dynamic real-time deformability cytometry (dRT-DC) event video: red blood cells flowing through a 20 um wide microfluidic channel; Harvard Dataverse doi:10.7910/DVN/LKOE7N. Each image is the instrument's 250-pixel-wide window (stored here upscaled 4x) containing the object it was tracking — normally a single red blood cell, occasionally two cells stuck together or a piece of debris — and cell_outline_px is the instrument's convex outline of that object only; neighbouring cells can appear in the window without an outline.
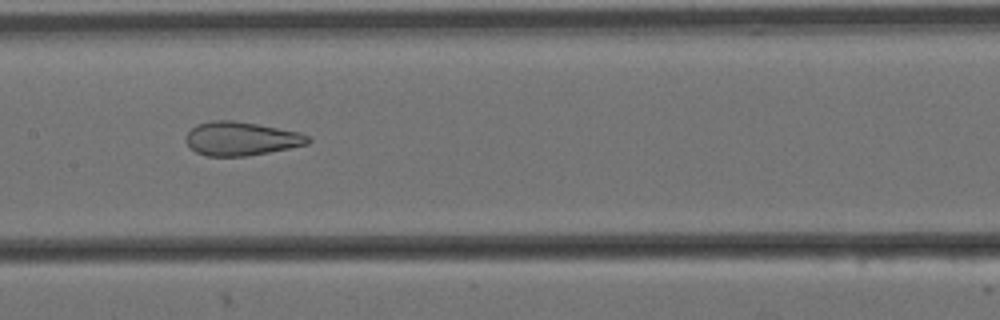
{"species": "Egyptian fruit bat (a non-hibernating species)", "species_latin": "Rousettus aegyptiacus", "temperature_condition": "cold", "stored_images_in_passage": 7, "camera_frame_rate_fps": 3000, "um_per_image_px": 0.085, "animal": {"sex": "female"}, "frame": {"image": 1, "passage_image": 6, "time_ms": 1.667, "image_size_px": [1000, 320], "cell_outline_px": [[312, 140], [308, 144], [248, 156], [208, 156], [196, 152], [184, 140], [184, 136], [196, 124], [212, 120], [232, 120], [256, 124], [300, 132], [308, 136]], "centroid_in_image_um": [20.47, 11.78], "position_along_channel_um": 186.9, "area_um2": 23.93}}
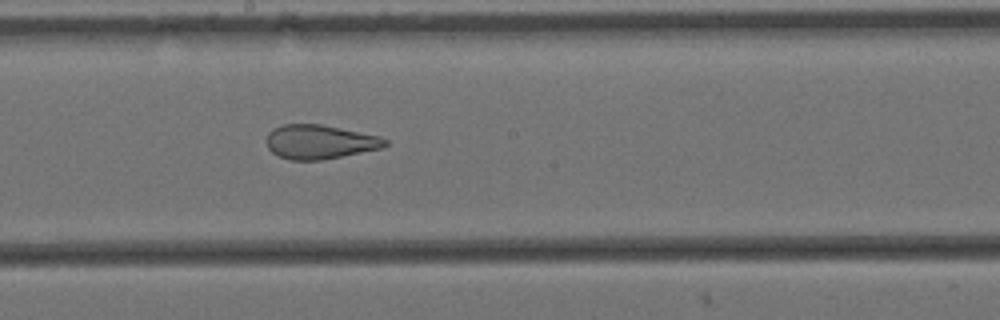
{"frame": {"image": 2, "passage_image": 7, "time_ms": 2.0, "image_size_px": [1000, 320], "cell_outline_px": [[388, 144], [380, 148], [320, 160], [292, 160], [280, 156], [272, 152], [268, 148], [268, 132], [272, 128], [284, 124], [320, 124], [380, 136], [388, 140]], "centroid_in_image_um": [27.16, 12.05], "position_along_channel_um": 221.0, "area_um2": 23.24}}